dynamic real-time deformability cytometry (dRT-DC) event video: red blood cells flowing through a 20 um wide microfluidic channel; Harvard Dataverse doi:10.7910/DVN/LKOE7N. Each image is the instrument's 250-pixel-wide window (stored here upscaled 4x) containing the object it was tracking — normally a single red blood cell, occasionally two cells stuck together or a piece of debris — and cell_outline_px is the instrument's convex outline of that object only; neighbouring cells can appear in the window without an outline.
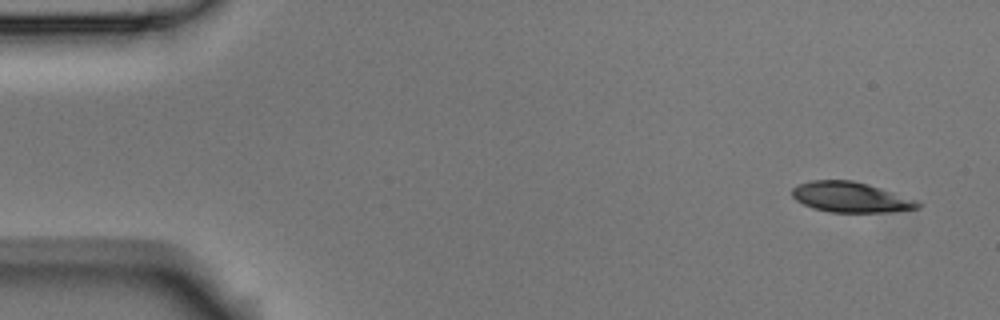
{"species": "Egyptian fruit bat (a non-hibernating species)", "species_latin": "Rousettus aegyptiacus", "temperature_condition": "room temperature", "stored_images_in_passage": 4, "camera_frame_rate_fps": 3000, "um_per_image_px": 0.085, "animal": {"sex": "male"}, "frame": {"image": 1, "passage_image": 1, "time_ms": 0.0, "image_size_px": [1000, 320], "cell_outline_px": [[924, 204], [920, 208], [892, 212], [828, 212], [812, 208], [796, 200], [792, 196], [792, 188], [800, 184], [812, 180], [852, 180], [868, 184], [920, 200]], "centroid_in_image_um": [72.38, 16.77], "position_along_channel_um": 12.6, "area_um2": 22.48}}